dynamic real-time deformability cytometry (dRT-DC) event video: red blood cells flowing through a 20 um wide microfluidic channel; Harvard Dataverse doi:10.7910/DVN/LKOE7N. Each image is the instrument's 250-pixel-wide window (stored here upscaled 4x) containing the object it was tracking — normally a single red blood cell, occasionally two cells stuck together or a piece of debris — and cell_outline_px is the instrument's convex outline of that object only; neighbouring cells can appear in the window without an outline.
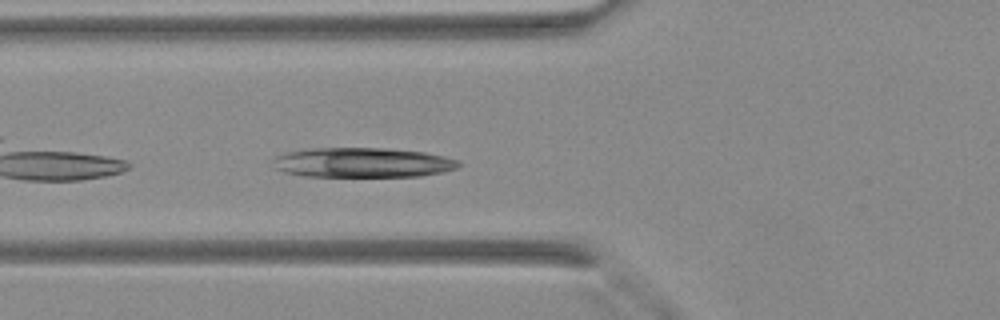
{"species": "Egyptian fruit bat (a non-hibernating species)", "species_latin": "Rousettus aegyptiacus", "temperature_condition": "warm", "stored_images_in_passage": 21, "camera_frame_rate_fps": 3000, "um_per_image_px": 0.085, "animal": {"sex": "female"}, "frame": {"image": 1, "passage_image": 3, "time_ms": 0.667, "image_size_px": [1000, 320], "cell_outline_px": [[460, 164], [456, 168], [444, 172], [420, 176], [304, 176], [284, 172], [272, 168], [272, 160], [276, 156], [288, 152], [308, 148], [384, 148], [424, 152], [444, 156], [460, 160]], "centroid_in_image_um": [30.79, 13.81], "position_along_channel_um": 95.0, "area_um2": 32.37}}
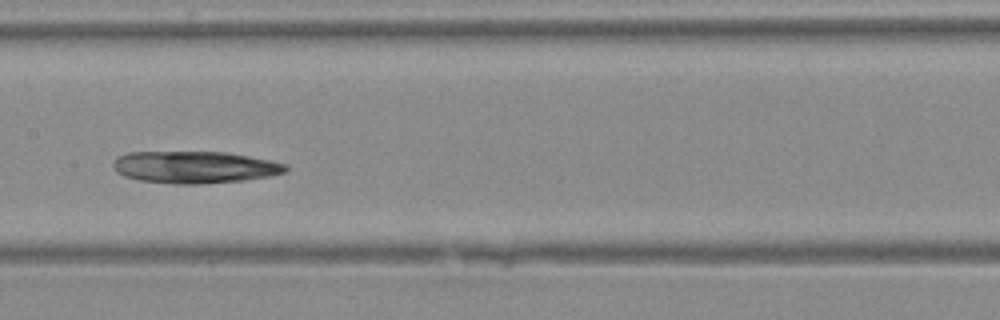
{"frame": {"image": 2, "passage_image": 9, "time_ms": 2.667, "image_size_px": [1000, 320], "cell_outline_px": [[288, 172], [268, 176], [244, 180], [196, 184], [176, 184], [140, 180], [124, 176], [116, 172], [112, 168], [112, 164], [120, 156], [128, 152], [224, 152], [248, 156], [288, 164]], "centroid_in_image_um": [16.55, 14.21], "position_along_channel_um": 190.8, "area_um2": 32.08}}
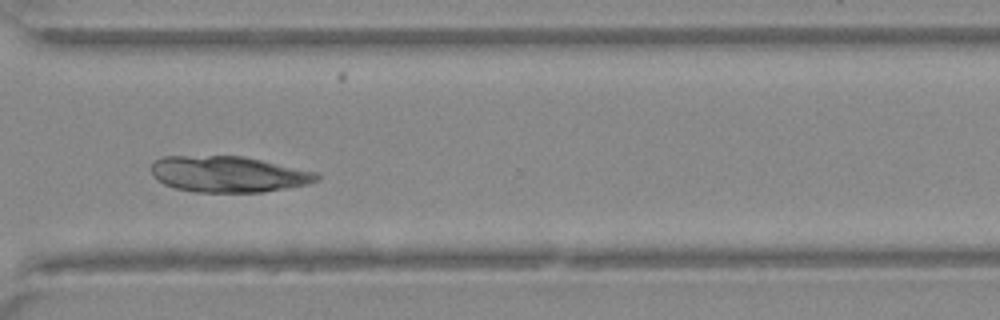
{"frame": {"image": 3, "passage_image": 19, "time_ms": 6.0, "image_size_px": [1000, 320], "cell_outline_px": [[320, 180], [308, 184], [264, 192], [192, 192], [176, 188], [164, 184], [152, 176], [152, 164], [156, 160], [164, 156], [244, 156], [320, 172]], "centroid_in_image_um": [19.46, 14.8], "position_along_channel_um": 351.1, "area_um2": 35.08}}